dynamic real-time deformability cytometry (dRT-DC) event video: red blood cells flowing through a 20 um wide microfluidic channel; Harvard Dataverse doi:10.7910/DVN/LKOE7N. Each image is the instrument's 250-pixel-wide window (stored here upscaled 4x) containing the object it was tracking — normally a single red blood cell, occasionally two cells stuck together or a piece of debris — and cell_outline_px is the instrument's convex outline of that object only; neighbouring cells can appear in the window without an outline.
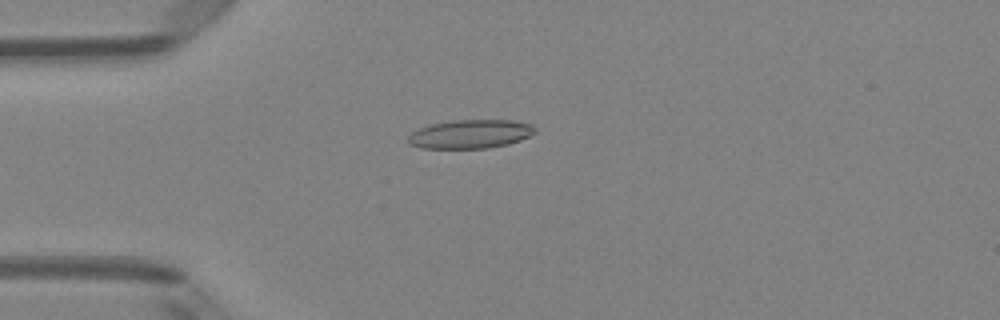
{"species": "Egyptian fruit bat (a non-hibernating species)", "species_latin": "Rousettus aegyptiacus", "temperature_condition": "room temperature", "stored_images_in_passage": 49, "camera_frame_rate_fps": 3000, "um_per_image_px": 0.085, "animal": {"sex": "female"}, "frame": {"image": 1, "passage_image": 13, "time_ms": 4.0, "image_size_px": [1000, 320], "cell_outline_px": [[536, 132], [520, 140], [508, 144], [488, 148], [420, 148], [408, 144], [408, 136], [412, 132], [420, 128], [432, 124], [452, 120], [512, 120], [532, 124], [536, 128]], "centroid_in_image_um": [39.98, 11.39], "position_along_channel_um": 45.0, "area_um2": 21.27}}
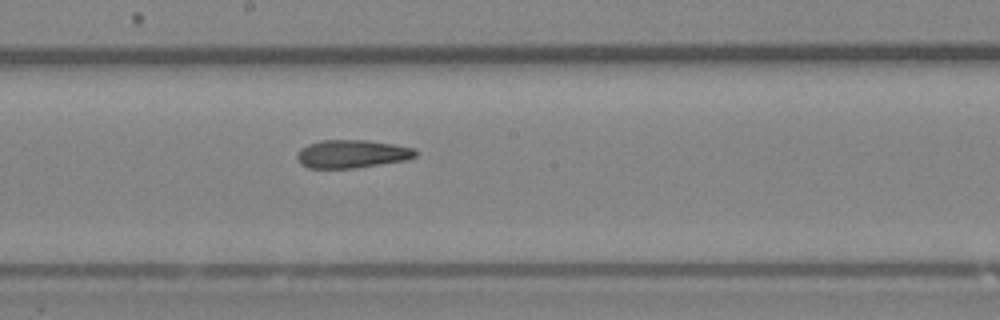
{"frame": {"image": 2, "passage_image": 27, "time_ms": 8.667, "image_size_px": [1000, 320], "cell_outline_px": [[416, 156], [404, 160], [356, 168], [308, 168], [300, 164], [296, 160], [296, 152], [300, 148], [308, 144], [320, 140], [368, 140], [396, 144], [416, 148]], "centroid_in_image_um": [29.87, 13.07], "position_along_channel_um": 218.3, "area_um2": 19.65}}
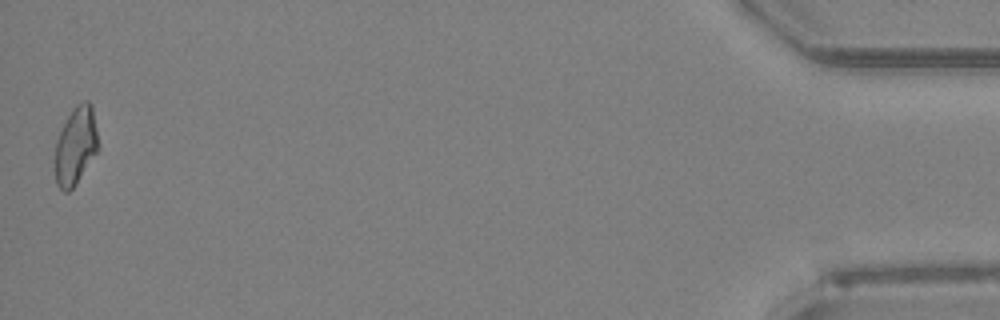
{"frame": {"image": 3, "passage_image": 49, "time_ms": 16.0, "image_size_px": [1000, 320], "cell_outline_px": [[96, 152], [76, 184], [68, 192], [64, 192], [56, 184], [56, 140], [72, 108], [76, 104], [84, 100], [88, 100], [92, 104], [96, 128]], "centroid_in_image_um": [6.42, 12.36], "position_along_channel_um": 428.8, "area_um2": 19.07}, "authors_computed_cell_mechanics": {"area_um2": 19.941, "velocity_mm_per_s": 4.118, "shape_relaxation_time_tau1_ms": null, "shape_relaxation_time_tau2_ms": 4.2541, "deformation_change_tau1": null, "deformation_change_tau2": 0.1352}}